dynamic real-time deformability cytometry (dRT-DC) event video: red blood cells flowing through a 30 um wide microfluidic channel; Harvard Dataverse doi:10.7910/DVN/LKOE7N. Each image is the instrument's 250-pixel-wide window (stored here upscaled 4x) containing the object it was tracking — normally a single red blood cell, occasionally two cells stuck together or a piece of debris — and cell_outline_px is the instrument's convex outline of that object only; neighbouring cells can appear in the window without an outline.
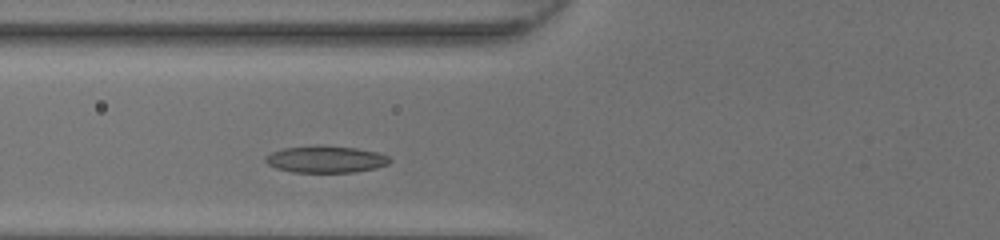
{"species": "common noctule bat (a hibernating species)", "species_latin": "Nyctalus noctula", "temperature_condition": "room temperature", "stored_images_in_passage": 28, "camera_frame_rate_fps": 3000, "um_per_image_px": 0.085, "animal": {"sex": "female", "body_mass_g": 20.0, "forearm_length_mm": 54.0}, "frame": {"image": 1, "passage_image": 6, "time_ms": 1.667, "image_size_px": [1000, 240], "cell_outline_px": [[392, 160], [388, 164], [376, 168], [356, 172], [292, 172], [276, 168], [268, 164], [264, 160], [264, 156], [272, 152], [284, 148], [320, 144], [356, 148], [376, 152], [388, 156]], "centroid_in_image_um": [27.68, 13.53], "position_along_channel_um": 98.1, "area_um2": 19.65}}
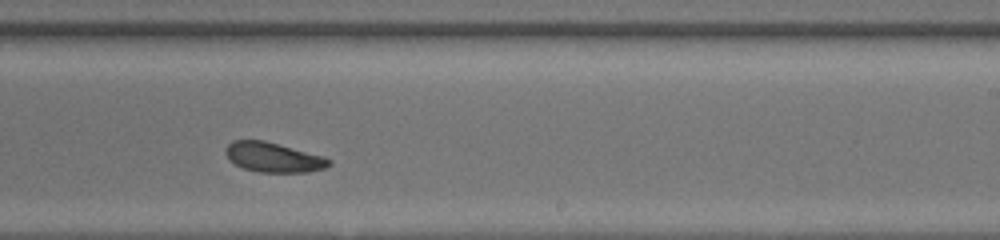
{"frame": {"image": 2, "passage_image": 18, "time_ms": 5.667, "image_size_px": [1000, 240], "cell_outline_px": [[332, 164], [324, 168], [308, 172], [260, 172], [244, 168], [228, 160], [224, 152], [224, 148], [232, 140], [264, 140], [324, 156], [332, 160]], "centroid_in_image_um": [23.22, 13.36], "position_along_channel_um": 265.8, "area_um2": 18.03}}
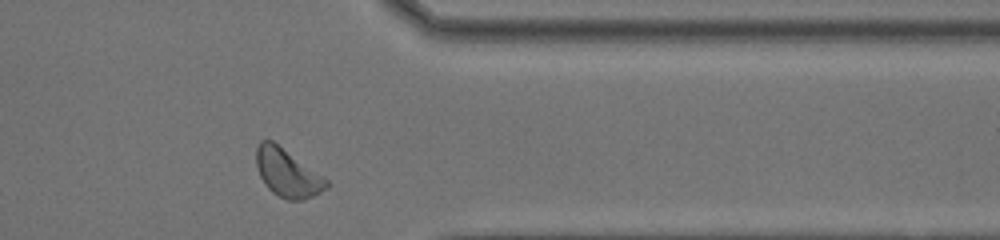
{"frame": {"image": 3, "passage_image": 27, "time_ms": 8.667, "image_size_px": [1000, 240], "cell_outline_px": [[328, 188], [304, 200], [288, 200], [272, 192], [264, 184], [260, 176], [256, 164], [256, 148], [260, 140], [272, 140], [328, 180]], "centroid_in_image_um": [24.4, 14.7], "position_along_channel_um": 387.0, "area_um2": 19.36}, "authors_computed_cell_mechanics": {"area_um2": 18.5538, "velocity_mm_per_s": 4.2002, "shape_relaxation_time_tau1_ms": 2.8045, "shape_relaxation_time_tau2_ms": null, "deformation_change_tau1": 0.0902, "deformation_change_tau2": null}}